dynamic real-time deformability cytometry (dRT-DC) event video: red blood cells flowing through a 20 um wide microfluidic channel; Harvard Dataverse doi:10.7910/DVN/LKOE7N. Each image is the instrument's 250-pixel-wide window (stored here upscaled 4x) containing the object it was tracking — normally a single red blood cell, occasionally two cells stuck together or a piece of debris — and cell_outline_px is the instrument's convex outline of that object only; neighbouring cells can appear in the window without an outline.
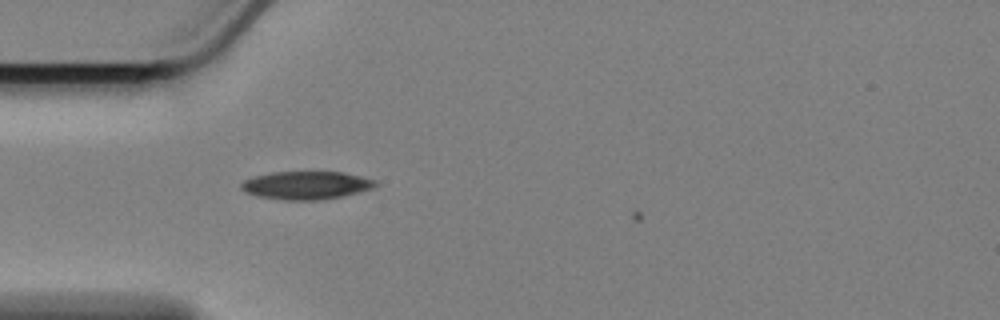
{"species": "Egyptian fruit bat (a non-hibernating species)", "species_latin": "Rousettus aegyptiacus", "temperature_condition": "cold", "stored_images_in_passage": 10, "camera_frame_rate_fps": 3000, "um_per_image_px": 0.085, "animal": {"sex": "female"}, "frame": {"image": 1, "passage_image": 9, "time_ms": 2.667, "image_size_px": [1000, 320], "cell_outline_px": [[376, 184], [372, 188], [360, 192], [320, 200], [284, 200], [256, 196], [244, 192], [240, 188], [240, 184], [244, 180], [256, 176], [272, 172], [344, 172], [376, 180]], "centroid_in_image_um": [25.99, 15.75], "position_along_channel_um": 59.0, "area_um2": 21.91}}